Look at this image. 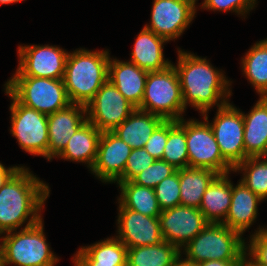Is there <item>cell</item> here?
Returning <instances> with one entry per match:
<instances>
[{
	"instance_id": "obj_22",
	"label": "cell",
	"mask_w": 267,
	"mask_h": 266,
	"mask_svg": "<svg viewBox=\"0 0 267 266\" xmlns=\"http://www.w3.org/2000/svg\"><path fill=\"white\" fill-rule=\"evenodd\" d=\"M244 150L247 157H259L267 146V97H260L256 105L245 115Z\"/></svg>"
},
{
	"instance_id": "obj_34",
	"label": "cell",
	"mask_w": 267,
	"mask_h": 266,
	"mask_svg": "<svg viewBox=\"0 0 267 266\" xmlns=\"http://www.w3.org/2000/svg\"><path fill=\"white\" fill-rule=\"evenodd\" d=\"M250 238L249 248L246 246L249 253H245L244 266H267V228H259ZM247 255L251 260H247Z\"/></svg>"
},
{
	"instance_id": "obj_36",
	"label": "cell",
	"mask_w": 267,
	"mask_h": 266,
	"mask_svg": "<svg viewBox=\"0 0 267 266\" xmlns=\"http://www.w3.org/2000/svg\"><path fill=\"white\" fill-rule=\"evenodd\" d=\"M256 0H204L202 8L214 11H234L244 15L252 10Z\"/></svg>"
},
{
	"instance_id": "obj_3",
	"label": "cell",
	"mask_w": 267,
	"mask_h": 266,
	"mask_svg": "<svg viewBox=\"0 0 267 266\" xmlns=\"http://www.w3.org/2000/svg\"><path fill=\"white\" fill-rule=\"evenodd\" d=\"M109 52L77 49L68 53L63 83L73 104L86 106L108 80Z\"/></svg>"
},
{
	"instance_id": "obj_43",
	"label": "cell",
	"mask_w": 267,
	"mask_h": 266,
	"mask_svg": "<svg viewBox=\"0 0 267 266\" xmlns=\"http://www.w3.org/2000/svg\"><path fill=\"white\" fill-rule=\"evenodd\" d=\"M264 157V161L267 162V146L265 148V151L260 155V158Z\"/></svg>"
},
{
	"instance_id": "obj_2",
	"label": "cell",
	"mask_w": 267,
	"mask_h": 266,
	"mask_svg": "<svg viewBox=\"0 0 267 266\" xmlns=\"http://www.w3.org/2000/svg\"><path fill=\"white\" fill-rule=\"evenodd\" d=\"M174 67L180 80L185 108L190 104L203 114L215 104L220 108L228 103L225 98L231 95L228 88L231 83L206 58L178 50V63ZM220 99L222 101L218 103Z\"/></svg>"
},
{
	"instance_id": "obj_41",
	"label": "cell",
	"mask_w": 267,
	"mask_h": 266,
	"mask_svg": "<svg viewBox=\"0 0 267 266\" xmlns=\"http://www.w3.org/2000/svg\"><path fill=\"white\" fill-rule=\"evenodd\" d=\"M174 266H197V264L193 262H189L185 259H181V256L176 260Z\"/></svg>"
},
{
	"instance_id": "obj_30",
	"label": "cell",
	"mask_w": 267,
	"mask_h": 266,
	"mask_svg": "<svg viewBox=\"0 0 267 266\" xmlns=\"http://www.w3.org/2000/svg\"><path fill=\"white\" fill-rule=\"evenodd\" d=\"M162 160L176 169L188 167V150L185 131L175 120H168V139L164 148Z\"/></svg>"
},
{
	"instance_id": "obj_14",
	"label": "cell",
	"mask_w": 267,
	"mask_h": 266,
	"mask_svg": "<svg viewBox=\"0 0 267 266\" xmlns=\"http://www.w3.org/2000/svg\"><path fill=\"white\" fill-rule=\"evenodd\" d=\"M158 219L164 241L180 251L208 224L200 209L182 205L162 210Z\"/></svg>"
},
{
	"instance_id": "obj_11",
	"label": "cell",
	"mask_w": 267,
	"mask_h": 266,
	"mask_svg": "<svg viewBox=\"0 0 267 266\" xmlns=\"http://www.w3.org/2000/svg\"><path fill=\"white\" fill-rule=\"evenodd\" d=\"M217 111L210 127L223 158L235 168L245 160L242 112L229 102L218 108Z\"/></svg>"
},
{
	"instance_id": "obj_17",
	"label": "cell",
	"mask_w": 267,
	"mask_h": 266,
	"mask_svg": "<svg viewBox=\"0 0 267 266\" xmlns=\"http://www.w3.org/2000/svg\"><path fill=\"white\" fill-rule=\"evenodd\" d=\"M84 116H87L86 106L73 103L48 115L49 161L63 151L72 135L87 121Z\"/></svg>"
},
{
	"instance_id": "obj_24",
	"label": "cell",
	"mask_w": 267,
	"mask_h": 266,
	"mask_svg": "<svg viewBox=\"0 0 267 266\" xmlns=\"http://www.w3.org/2000/svg\"><path fill=\"white\" fill-rule=\"evenodd\" d=\"M101 133V131L87 120L72 135L67 146L58 157L75 162L87 163L91 170L97 158L98 142Z\"/></svg>"
},
{
	"instance_id": "obj_12",
	"label": "cell",
	"mask_w": 267,
	"mask_h": 266,
	"mask_svg": "<svg viewBox=\"0 0 267 266\" xmlns=\"http://www.w3.org/2000/svg\"><path fill=\"white\" fill-rule=\"evenodd\" d=\"M196 0H154L151 24L145 28L170 41L178 38L195 16Z\"/></svg>"
},
{
	"instance_id": "obj_5",
	"label": "cell",
	"mask_w": 267,
	"mask_h": 266,
	"mask_svg": "<svg viewBox=\"0 0 267 266\" xmlns=\"http://www.w3.org/2000/svg\"><path fill=\"white\" fill-rule=\"evenodd\" d=\"M5 89L22 105L49 115L72 104L63 79L12 76Z\"/></svg>"
},
{
	"instance_id": "obj_13",
	"label": "cell",
	"mask_w": 267,
	"mask_h": 266,
	"mask_svg": "<svg viewBox=\"0 0 267 266\" xmlns=\"http://www.w3.org/2000/svg\"><path fill=\"white\" fill-rule=\"evenodd\" d=\"M19 66L13 76L63 79L68 52L57 46H19Z\"/></svg>"
},
{
	"instance_id": "obj_18",
	"label": "cell",
	"mask_w": 267,
	"mask_h": 266,
	"mask_svg": "<svg viewBox=\"0 0 267 266\" xmlns=\"http://www.w3.org/2000/svg\"><path fill=\"white\" fill-rule=\"evenodd\" d=\"M110 58L108 63V80L135 108L141 106L145 92L148 72L131 62H122Z\"/></svg>"
},
{
	"instance_id": "obj_4",
	"label": "cell",
	"mask_w": 267,
	"mask_h": 266,
	"mask_svg": "<svg viewBox=\"0 0 267 266\" xmlns=\"http://www.w3.org/2000/svg\"><path fill=\"white\" fill-rule=\"evenodd\" d=\"M246 245L242 235L223 223H208L184 248L185 260L198 264L210 260H244Z\"/></svg>"
},
{
	"instance_id": "obj_33",
	"label": "cell",
	"mask_w": 267,
	"mask_h": 266,
	"mask_svg": "<svg viewBox=\"0 0 267 266\" xmlns=\"http://www.w3.org/2000/svg\"><path fill=\"white\" fill-rule=\"evenodd\" d=\"M178 169L168 162L155 160L148 168L137 174L131 181L136 185L155 188L163 179L174 174Z\"/></svg>"
},
{
	"instance_id": "obj_37",
	"label": "cell",
	"mask_w": 267,
	"mask_h": 266,
	"mask_svg": "<svg viewBox=\"0 0 267 266\" xmlns=\"http://www.w3.org/2000/svg\"><path fill=\"white\" fill-rule=\"evenodd\" d=\"M168 139V120H164L152 133L144 145L146 151L156 160H160L164 154V148Z\"/></svg>"
},
{
	"instance_id": "obj_6",
	"label": "cell",
	"mask_w": 267,
	"mask_h": 266,
	"mask_svg": "<svg viewBox=\"0 0 267 266\" xmlns=\"http://www.w3.org/2000/svg\"><path fill=\"white\" fill-rule=\"evenodd\" d=\"M43 219L19 232L1 237L2 265L54 266L58 258L51 252L43 232Z\"/></svg>"
},
{
	"instance_id": "obj_19",
	"label": "cell",
	"mask_w": 267,
	"mask_h": 266,
	"mask_svg": "<svg viewBox=\"0 0 267 266\" xmlns=\"http://www.w3.org/2000/svg\"><path fill=\"white\" fill-rule=\"evenodd\" d=\"M261 201L242 181L236 187L232 185L231 204L223 224L242 235L256 219Z\"/></svg>"
},
{
	"instance_id": "obj_26",
	"label": "cell",
	"mask_w": 267,
	"mask_h": 266,
	"mask_svg": "<svg viewBox=\"0 0 267 266\" xmlns=\"http://www.w3.org/2000/svg\"><path fill=\"white\" fill-rule=\"evenodd\" d=\"M180 256L176 246L162 241L157 245L128 248L127 266H174Z\"/></svg>"
},
{
	"instance_id": "obj_23",
	"label": "cell",
	"mask_w": 267,
	"mask_h": 266,
	"mask_svg": "<svg viewBox=\"0 0 267 266\" xmlns=\"http://www.w3.org/2000/svg\"><path fill=\"white\" fill-rule=\"evenodd\" d=\"M228 174L218 175L203 194L199 209L208 223L221 224L226 219L232 196Z\"/></svg>"
},
{
	"instance_id": "obj_28",
	"label": "cell",
	"mask_w": 267,
	"mask_h": 266,
	"mask_svg": "<svg viewBox=\"0 0 267 266\" xmlns=\"http://www.w3.org/2000/svg\"><path fill=\"white\" fill-rule=\"evenodd\" d=\"M121 195L119 203L127 209L150 217H159V207L153 188L136 185L132 181L117 182Z\"/></svg>"
},
{
	"instance_id": "obj_8",
	"label": "cell",
	"mask_w": 267,
	"mask_h": 266,
	"mask_svg": "<svg viewBox=\"0 0 267 266\" xmlns=\"http://www.w3.org/2000/svg\"><path fill=\"white\" fill-rule=\"evenodd\" d=\"M204 121H185L177 124L185 131L188 150V167L212 170L219 175L227 174L234 168L223 158L213 131L208 122L207 112L203 113Z\"/></svg>"
},
{
	"instance_id": "obj_7",
	"label": "cell",
	"mask_w": 267,
	"mask_h": 266,
	"mask_svg": "<svg viewBox=\"0 0 267 266\" xmlns=\"http://www.w3.org/2000/svg\"><path fill=\"white\" fill-rule=\"evenodd\" d=\"M158 115L164 120L179 121L186 109L183 104L180 80L173 64L161 71L148 72L145 92L138 108Z\"/></svg>"
},
{
	"instance_id": "obj_21",
	"label": "cell",
	"mask_w": 267,
	"mask_h": 266,
	"mask_svg": "<svg viewBox=\"0 0 267 266\" xmlns=\"http://www.w3.org/2000/svg\"><path fill=\"white\" fill-rule=\"evenodd\" d=\"M166 41L144 27L135 41L130 62L147 72L168 68L172 63L164 59L163 43Z\"/></svg>"
},
{
	"instance_id": "obj_25",
	"label": "cell",
	"mask_w": 267,
	"mask_h": 266,
	"mask_svg": "<svg viewBox=\"0 0 267 266\" xmlns=\"http://www.w3.org/2000/svg\"><path fill=\"white\" fill-rule=\"evenodd\" d=\"M219 174L203 168L179 169L180 205L198 208L203 194Z\"/></svg>"
},
{
	"instance_id": "obj_29",
	"label": "cell",
	"mask_w": 267,
	"mask_h": 266,
	"mask_svg": "<svg viewBox=\"0 0 267 266\" xmlns=\"http://www.w3.org/2000/svg\"><path fill=\"white\" fill-rule=\"evenodd\" d=\"M242 69L260 97H267V38L254 44L246 53Z\"/></svg>"
},
{
	"instance_id": "obj_16",
	"label": "cell",
	"mask_w": 267,
	"mask_h": 266,
	"mask_svg": "<svg viewBox=\"0 0 267 266\" xmlns=\"http://www.w3.org/2000/svg\"><path fill=\"white\" fill-rule=\"evenodd\" d=\"M132 148L112 131L101 133L92 173L103 182H116L124 173Z\"/></svg>"
},
{
	"instance_id": "obj_44",
	"label": "cell",
	"mask_w": 267,
	"mask_h": 266,
	"mask_svg": "<svg viewBox=\"0 0 267 266\" xmlns=\"http://www.w3.org/2000/svg\"><path fill=\"white\" fill-rule=\"evenodd\" d=\"M0 266L2 265V248H1V244H0Z\"/></svg>"
},
{
	"instance_id": "obj_15",
	"label": "cell",
	"mask_w": 267,
	"mask_h": 266,
	"mask_svg": "<svg viewBox=\"0 0 267 266\" xmlns=\"http://www.w3.org/2000/svg\"><path fill=\"white\" fill-rule=\"evenodd\" d=\"M118 238L127 248L157 245L164 241L158 217H150L119 204Z\"/></svg>"
},
{
	"instance_id": "obj_40",
	"label": "cell",
	"mask_w": 267,
	"mask_h": 266,
	"mask_svg": "<svg viewBox=\"0 0 267 266\" xmlns=\"http://www.w3.org/2000/svg\"><path fill=\"white\" fill-rule=\"evenodd\" d=\"M75 266H127V265H106L98 264V262H75Z\"/></svg>"
},
{
	"instance_id": "obj_42",
	"label": "cell",
	"mask_w": 267,
	"mask_h": 266,
	"mask_svg": "<svg viewBox=\"0 0 267 266\" xmlns=\"http://www.w3.org/2000/svg\"><path fill=\"white\" fill-rule=\"evenodd\" d=\"M20 1H23V0H0V4H11V3H16Z\"/></svg>"
},
{
	"instance_id": "obj_35",
	"label": "cell",
	"mask_w": 267,
	"mask_h": 266,
	"mask_svg": "<svg viewBox=\"0 0 267 266\" xmlns=\"http://www.w3.org/2000/svg\"><path fill=\"white\" fill-rule=\"evenodd\" d=\"M154 159L145 148L132 149L126 161L123 175L116 182L131 181L137 174L148 168Z\"/></svg>"
},
{
	"instance_id": "obj_32",
	"label": "cell",
	"mask_w": 267,
	"mask_h": 266,
	"mask_svg": "<svg viewBox=\"0 0 267 266\" xmlns=\"http://www.w3.org/2000/svg\"><path fill=\"white\" fill-rule=\"evenodd\" d=\"M155 195L161 210L180 205L179 169L169 177L163 179L154 188Z\"/></svg>"
},
{
	"instance_id": "obj_39",
	"label": "cell",
	"mask_w": 267,
	"mask_h": 266,
	"mask_svg": "<svg viewBox=\"0 0 267 266\" xmlns=\"http://www.w3.org/2000/svg\"><path fill=\"white\" fill-rule=\"evenodd\" d=\"M21 167H9L8 169L0 163V188L20 169Z\"/></svg>"
},
{
	"instance_id": "obj_10",
	"label": "cell",
	"mask_w": 267,
	"mask_h": 266,
	"mask_svg": "<svg viewBox=\"0 0 267 266\" xmlns=\"http://www.w3.org/2000/svg\"><path fill=\"white\" fill-rule=\"evenodd\" d=\"M136 108L107 80L86 105V117L99 131H113Z\"/></svg>"
},
{
	"instance_id": "obj_38",
	"label": "cell",
	"mask_w": 267,
	"mask_h": 266,
	"mask_svg": "<svg viewBox=\"0 0 267 266\" xmlns=\"http://www.w3.org/2000/svg\"><path fill=\"white\" fill-rule=\"evenodd\" d=\"M197 266H244V260H210L200 262Z\"/></svg>"
},
{
	"instance_id": "obj_31",
	"label": "cell",
	"mask_w": 267,
	"mask_h": 266,
	"mask_svg": "<svg viewBox=\"0 0 267 266\" xmlns=\"http://www.w3.org/2000/svg\"><path fill=\"white\" fill-rule=\"evenodd\" d=\"M259 157H247L233 171L244 170L241 181L261 200L267 197V162Z\"/></svg>"
},
{
	"instance_id": "obj_20",
	"label": "cell",
	"mask_w": 267,
	"mask_h": 266,
	"mask_svg": "<svg viewBox=\"0 0 267 266\" xmlns=\"http://www.w3.org/2000/svg\"><path fill=\"white\" fill-rule=\"evenodd\" d=\"M164 121L158 115L136 108L112 132L132 149L144 148L154 130Z\"/></svg>"
},
{
	"instance_id": "obj_27",
	"label": "cell",
	"mask_w": 267,
	"mask_h": 266,
	"mask_svg": "<svg viewBox=\"0 0 267 266\" xmlns=\"http://www.w3.org/2000/svg\"><path fill=\"white\" fill-rule=\"evenodd\" d=\"M128 248L118 238H107L99 243L82 247L73 262H98L106 265H127Z\"/></svg>"
},
{
	"instance_id": "obj_9",
	"label": "cell",
	"mask_w": 267,
	"mask_h": 266,
	"mask_svg": "<svg viewBox=\"0 0 267 266\" xmlns=\"http://www.w3.org/2000/svg\"><path fill=\"white\" fill-rule=\"evenodd\" d=\"M5 92L12 99V136L24 151L48 159V115L20 104L6 89Z\"/></svg>"
},
{
	"instance_id": "obj_1",
	"label": "cell",
	"mask_w": 267,
	"mask_h": 266,
	"mask_svg": "<svg viewBox=\"0 0 267 266\" xmlns=\"http://www.w3.org/2000/svg\"><path fill=\"white\" fill-rule=\"evenodd\" d=\"M49 192L43 181L21 166L0 188V234L16 231L30 215L26 227L39 222Z\"/></svg>"
}]
</instances>
